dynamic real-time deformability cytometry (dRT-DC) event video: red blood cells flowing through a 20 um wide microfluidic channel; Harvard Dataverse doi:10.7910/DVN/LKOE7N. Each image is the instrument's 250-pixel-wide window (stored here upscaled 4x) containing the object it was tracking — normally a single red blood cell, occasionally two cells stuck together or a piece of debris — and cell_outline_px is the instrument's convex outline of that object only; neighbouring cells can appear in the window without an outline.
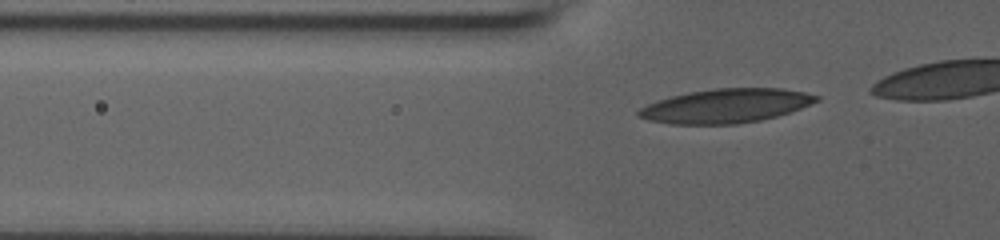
{"species": "human", "species_latin": "Homo sapiens", "temperature_condition": "room temperature", "stored_images_in_passage": 26, "camera_frame_rate_fps": 3000, "um_per_image_px": 0.085, "donor": {"sex": "male"}, "frame": {"image": 1, "passage_image": 12, "time_ms": 3.667, "image_size_px": [1000, 240], "cell_outline_px": [[820, 100], [800, 108], [776, 116], [760, 120], [736, 124], [672, 124], [648, 120], [636, 116], [636, 112], [640, 108], [656, 100], [688, 92], [716, 88], [784, 88], [804, 92], [820, 96]], "centroid_in_image_um": [61.68, 8.99], "position_along_channel_um": 64.1, "area_um2": 35.26}}
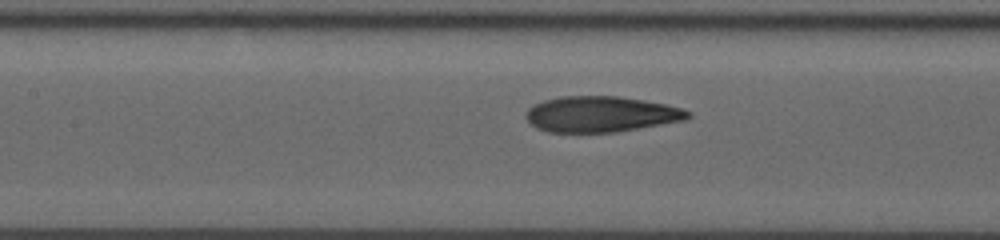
{"frame": {"image": 2, "passage_image": 20, "time_ms": 6.333, "image_size_px": [1000, 240], "cell_outline_px": [[692, 116], [684, 120], [616, 132], [548, 132], [536, 128], [524, 116], [528, 108], [544, 100], [560, 96], [616, 96], [664, 104], [680, 108], [692, 112]], "centroid_in_image_um": [51.05, 9.71], "position_along_channel_um": 156.3, "area_um2": 33.52}}
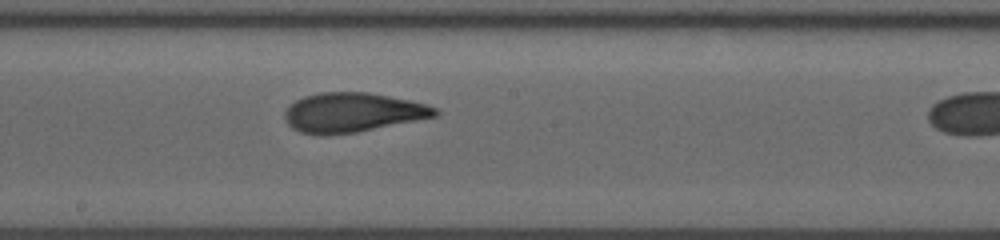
{"frame": {"image": 3, "passage_image": 25, "time_ms": 8.0, "image_size_px": [1000, 240], "cell_outline_px": [[440, 112], [436, 116], [356, 132], [300, 132], [292, 128], [288, 124], [284, 116], [284, 112], [296, 100], [304, 96], [320, 92], [368, 92], [408, 100], [424, 104], [436, 108]], "centroid_in_image_um": [29.98, 9.52], "position_along_channel_um": 218.2, "area_um2": 33.47}}